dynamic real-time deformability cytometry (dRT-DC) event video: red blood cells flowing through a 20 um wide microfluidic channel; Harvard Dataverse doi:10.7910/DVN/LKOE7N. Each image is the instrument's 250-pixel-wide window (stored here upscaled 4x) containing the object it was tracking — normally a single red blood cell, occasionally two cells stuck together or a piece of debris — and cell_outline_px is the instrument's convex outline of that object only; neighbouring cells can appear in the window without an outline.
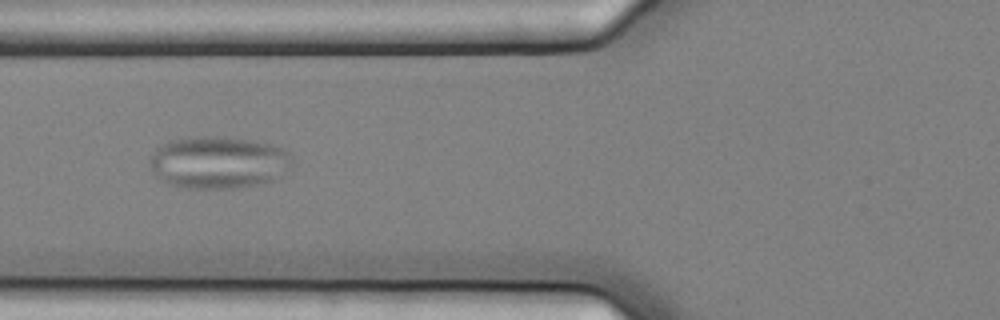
{"species": "common noctule bat (a hibernating species)", "species_latin": "Nyctalus noctula", "temperature_condition": "cold", "stored_images_in_passage": 4, "camera_frame_rate_fps": 3000, "um_per_image_px": 0.085, "animal": {"sex": "female", "body_mass_g": 25.1}, "frame": {"image": 1, "passage_image": 2, "time_ms": 0.333, "image_size_px": [1000, 320], "cell_outline_px": [[292, 168], [276, 180], [264, 184], [236, 188], [184, 188], [164, 184], [156, 176], [148, 160], [156, 148], [168, 140], [200, 136], [224, 136], [272, 144], [288, 152], [292, 156]], "centroid_in_image_um": [18.58, 13.82], "position_along_channel_um": 107.2, "area_um2": 44.16}}